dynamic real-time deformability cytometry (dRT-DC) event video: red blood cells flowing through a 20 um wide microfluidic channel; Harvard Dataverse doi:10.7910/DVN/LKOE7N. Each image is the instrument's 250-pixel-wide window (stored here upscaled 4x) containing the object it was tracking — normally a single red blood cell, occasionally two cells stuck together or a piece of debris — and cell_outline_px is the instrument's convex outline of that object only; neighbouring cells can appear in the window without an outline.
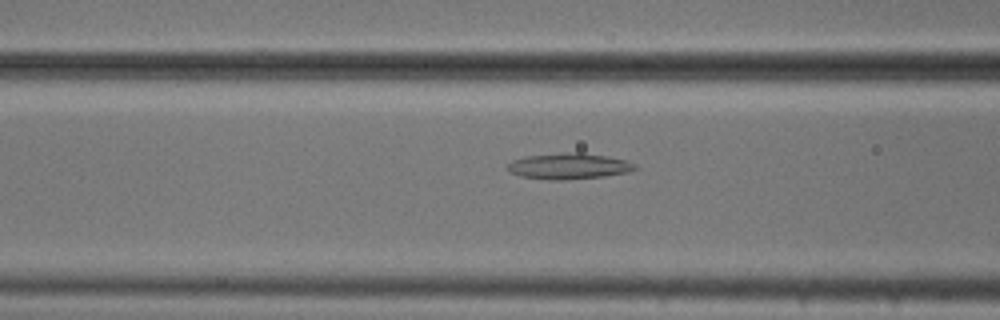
{"species": "common noctule bat (a hibernating species)", "species_latin": "Nyctalus noctula", "temperature_condition": "cold", "stored_images_in_passage": 36, "camera_frame_rate_fps": 3000, "um_per_image_px": 0.085, "animal": {"sex": "male", "body_mass_g": 20.5, "forearm_length_mm": 52.5}, "frame": {"image": 1, "passage_image": 21, "time_ms": 6.667, "image_size_px": [1000, 320], "cell_outline_px": [[640, 168], [628, 172], [604, 176], [564, 180], [548, 180], [520, 176], [512, 172], [508, 168], [508, 164], [512, 160], [524, 156], [560, 152], [584, 152], [608, 156], [624, 160], [636, 164]], "centroid_in_image_um": [48.37, 14.11], "position_along_channel_um": 118.2, "area_um2": 19.54}}
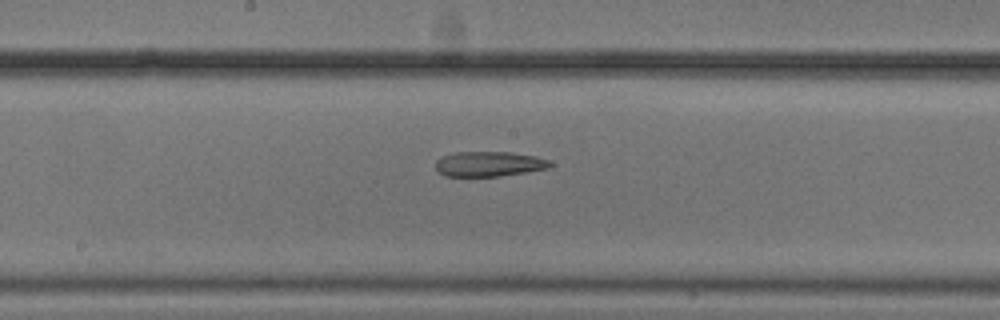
{"frame": {"image": 2, "passage_image": 28, "time_ms": 9.0, "image_size_px": [1000, 320], "cell_outline_px": [[552, 164], [548, 168], [500, 176], [444, 176], [436, 168], [436, 160], [444, 156], [456, 152], [512, 152], [536, 156], [548, 160]], "centroid_in_image_um": [41.57, 13.93], "position_along_channel_um": 206.6, "area_um2": 16.53}}
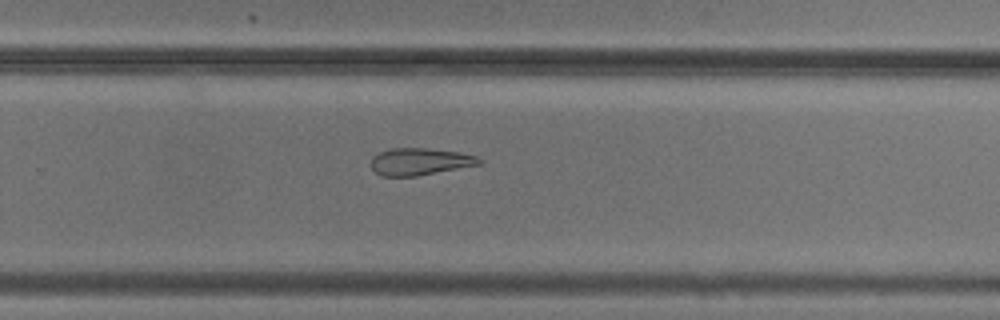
{"frame": {"image": 3, "passage_image": 35, "time_ms": 11.333, "image_size_px": [1000, 320], "cell_outline_px": [[484, 164], [416, 176], [380, 176], [372, 168], [372, 156], [388, 148], [428, 148], [460, 152], [476, 156], [484, 160]], "centroid_in_image_um": [35.74, 13.73], "position_along_channel_um": 294.1, "area_um2": 17.28}}